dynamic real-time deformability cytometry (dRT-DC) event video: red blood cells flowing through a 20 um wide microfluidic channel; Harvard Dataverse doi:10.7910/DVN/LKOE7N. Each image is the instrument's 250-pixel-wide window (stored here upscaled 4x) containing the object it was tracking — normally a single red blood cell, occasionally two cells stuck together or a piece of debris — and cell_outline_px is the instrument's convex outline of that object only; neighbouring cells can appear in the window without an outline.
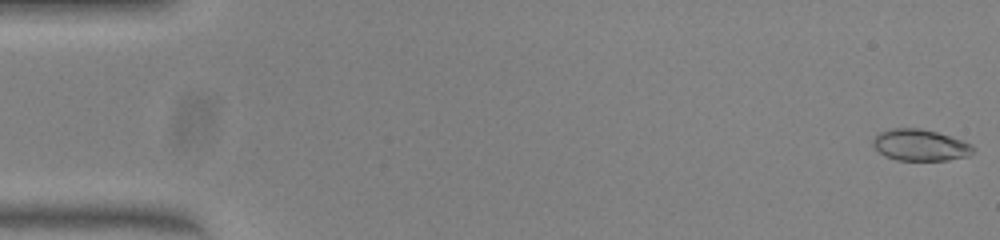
{"species": "common noctule bat (a hibernating species)", "species_latin": "Nyctalus noctula", "temperature_condition": "warm", "stored_images_in_passage": 48, "camera_frame_rate_fps": 3000, "um_per_image_px": 0.085, "animal": {"sex": "female", "body_mass_g": 23.0, "forearm_length_mm": 53.4}, "frame": {"image": 1, "passage_image": 1, "time_ms": 0.0, "image_size_px": [1000, 240], "cell_outline_px": [[976, 148], [968, 156], [948, 160], [896, 160], [884, 156], [872, 144], [872, 140], [880, 132], [892, 128], [920, 128], [936, 132], [972, 144]], "centroid_in_image_um": [78.21, 12.34], "position_along_channel_um": 6.8, "area_um2": 18.26}}
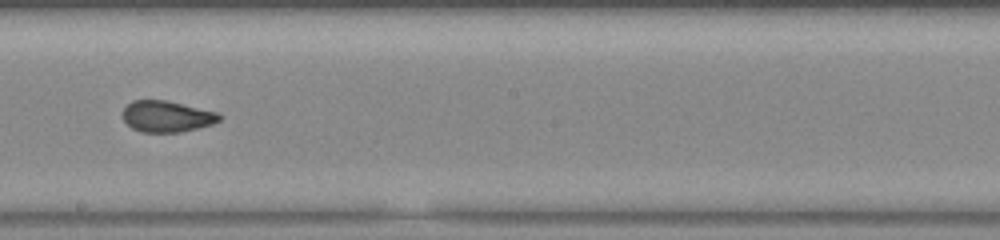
{"frame": {"image": 2, "passage_image": 29, "time_ms": 9.333, "image_size_px": [1000, 240], "cell_outline_px": [[224, 116], [220, 120], [212, 124], [180, 132], [140, 132], [132, 128], [124, 120], [124, 108], [132, 100], [164, 100], [216, 112]], "centroid_in_image_um": [14.18, 9.9], "position_along_channel_um": 234.0, "area_um2": 17.34}}
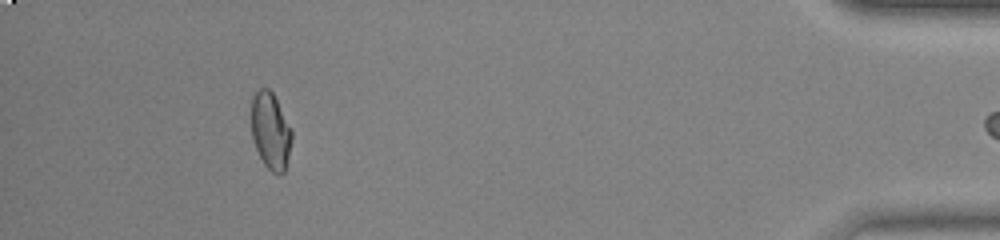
{"frame": {"image": 3, "passage_image": 47, "time_ms": 15.333, "image_size_px": [1000, 240], "cell_outline_px": [[292, 140], [284, 172], [280, 176], [272, 172], [264, 164], [256, 148], [252, 136], [252, 96], [260, 88], [268, 88], [272, 92], [292, 128]], "centroid_in_image_um": [23.01, 11.13], "position_along_channel_um": 412.2, "area_um2": 18.03}}